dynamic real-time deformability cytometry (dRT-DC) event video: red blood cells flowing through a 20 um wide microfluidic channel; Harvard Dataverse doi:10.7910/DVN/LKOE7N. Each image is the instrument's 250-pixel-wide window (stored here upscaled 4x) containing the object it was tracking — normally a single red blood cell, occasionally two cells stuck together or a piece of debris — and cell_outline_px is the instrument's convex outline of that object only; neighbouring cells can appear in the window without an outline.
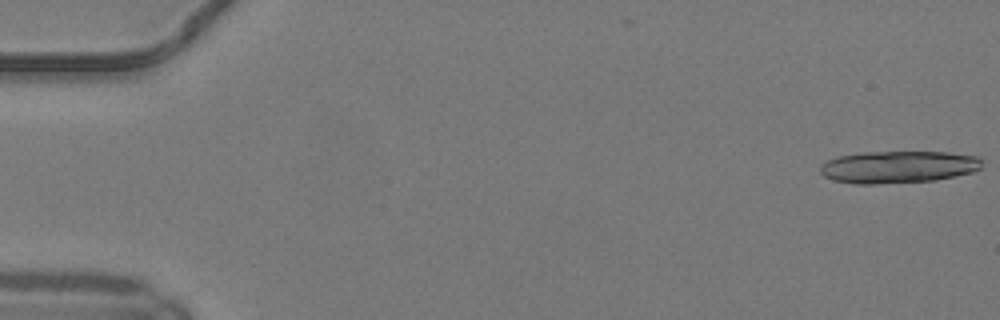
{"species": "common noctule bat (a hibernating species)", "species_latin": "Nyctalus noctula", "temperature_condition": "warm", "stored_images_in_passage": 15, "camera_frame_rate_fps": 3000, "um_per_image_px": 0.085, "animal": {"sex": "male", "body_mass_g": 19.2, "forearm_length_mm": 51.8}, "frame": {"image": 1, "passage_image": 1, "time_ms": 0.0, "image_size_px": [1000, 320], "cell_outline_px": [[984, 160], [980, 168], [972, 172], [956, 176], [936, 180], [876, 184], [856, 184], [832, 180], [824, 176], [820, 172], [820, 164], [836, 156], [860, 152], [948, 152], [976, 156]], "centroid_in_image_um": [76.33, 14.19], "position_along_channel_um": 8.7, "area_um2": 30.63}}